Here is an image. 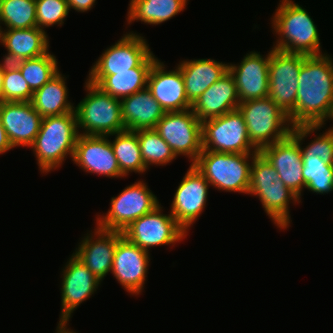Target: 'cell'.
Returning <instances> with one entry per match:
<instances>
[{
	"label": "cell",
	"instance_id": "6da1fadb",
	"mask_svg": "<svg viewBox=\"0 0 333 333\" xmlns=\"http://www.w3.org/2000/svg\"><path fill=\"white\" fill-rule=\"evenodd\" d=\"M291 125H324L333 120V60L327 54L304 55Z\"/></svg>",
	"mask_w": 333,
	"mask_h": 333
},
{
	"label": "cell",
	"instance_id": "7a4b0ae2",
	"mask_svg": "<svg viewBox=\"0 0 333 333\" xmlns=\"http://www.w3.org/2000/svg\"><path fill=\"white\" fill-rule=\"evenodd\" d=\"M280 2L272 18V29L279 36L272 49L307 56L321 55L317 26L307 10L291 0Z\"/></svg>",
	"mask_w": 333,
	"mask_h": 333
},
{
	"label": "cell",
	"instance_id": "3957f363",
	"mask_svg": "<svg viewBox=\"0 0 333 333\" xmlns=\"http://www.w3.org/2000/svg\"><path fill=\"white\" fill-rule=\"evenodd\" d=\"M79 134L75 111L43 118L31 146L41 173L59 168L68 155L73 159Z\"/></svg>",
	"mask_w": 333,
	"mask_h": 333
},
{
	"label": "cell",
	"instance_id": "277c9868",
	"mask_svg": "<svg viewBox=\"0 0 333 333\" xmlns=\"http://www.w3.org/2000/svg\"><path fill=\"white\" fill-rule=\"evenodd\" d=\"M255 155L202 150L193 165L210 186L222 191L248 194L250 168Z\"/></svg>",
	"mask_w": 333,
	"mask_h": 333
},
{
	"label": "cell",
	"instance_id": "5b68a950",
	"mask_svg": "<svg viewBox=\"0 0 333 333\" xmlns=\"http://www.w3.org/2000/svg\"><path fill=\"white\" fill-rule=\"evenodd\" d=\"M237 109L244 118L249 139L258 151L291 134L293 126L288 115L268 96L243 101Z\"/></svg>",
	"mask_w": 333,
	"mask_h": 333
},
{
	"label": "cell",
	"instance_id": "8992f818",
	"mask_svg": "<svg viewBox=\"0 0 333 333\" xmlns=\"http://www.w3.org/2000/svg\"><path fill=\"white\" fill-rule=\"evenodd\" d=\"M88 92L75 107L77 128L82 135L111 136L126 130L121 116V99L112 97L88 80L85 82Z\"/></svg>",
	"mask_w": 333,
	"mask_h": 333
},
{
	"label": "cell",
	"instance_id": "52a82bcc",
	"mask_svg": "<svg viewBox=\"0 0 333 333\" xmlns=\"http://www.w3.org/2000/svg\"><path fill=\"white\" fill-rule=\"evenodd\" d=\"M202 148L214 152L257 154L238 109L202 122Z\"/></svg>",
	"mask_w": 333,
	"mask_h": 333
},
{
	"label": "cell",
	"instance_id": "ba28073f",
	"mask_svg": "<svg viewBox=\"0 0 333 333\" xmlns=\"http://www.w3.org/2000/svg\"><path fill=\"white\" fill-rule=\"evenodd\" d=\"M110 204L111 207L105 215L97 216L96 225L102 229L119 232L161 205L142 180L127 186L117 197H112Z\"/></svg>",
	"mask_w": 333,
	"mask_h": 333
},
{
	"label": "cell",
	"instance_id": "9c48e42d",
	"mask_svg": "<svg viewBox=\"0 0 333 333\" xmlns=\"http://www.w3.org/2000/svg\"><path fill=\"white\" fill-rule=\"evenodd\" d=\"M154 130L176 155L187 156L193 165L202 152V122L191 109L166 112Z\"/></svg>",
	"mask_w": 333,
	"mask_h": 333
},
{
	"label": "cell",
	"instance_id": "30bf717a",
	"mask_svg": "<svg viewBox=\"0 0 333 333\" xmlns=\"http://www.w3.org/2000/svg\"><path fill=\"white\" fill-rule=\"evenodd\" d=\"M159 205L150 213L134 220L122 231L123 236L131 243L149 252V248L161 245H174L186 238L187 232L170 214L161 213Z\"/></svg>",
	"mask_w": 333,
	"mask_h": 333
},
{
	"label": "cell",
	"instance_id": "8fae6325",
	"mask_svg": "<svg viewBox=\"0 0 333 333\" xmlns=\"http://www.w3.org/2000/svg\"><path fill=\"white\" fill-rule=\"evenodd\" d=\"M303 61L304 54L270 50L268 97L286 114L295 107Z\"/></svg>",
	"mask_w": 333,
	"mask_h": 333
},
{
	"label": "cell",
	"instance_id": "7c38bea8",
	"mask_svg": "<svg viewBox=\"0 0 333 333\" xmlns=\"http://www.w3.org/2000/svg\"><path fill=\"white\" fill-rule=\"evenodd\" d=\"M209 186L206 178L190 164L170 207L171 215L186 232L201 215L206 205Z\"/></svg>",
	"mask_w": 333,
	"mask_h": 333
},
{
	"label": "cell",
	"instance_id": "4fadbf2b",
	"mask_svg": "<svg viewBox=\"0 0 333 333\" xmlns=\"http://www.w3.org/2000/svg\"><path fill=\"white\" fill-rule=\"evenodd\" d=\"M144 37L129 32L103 52L89 75H115L138 67L152 52Z\"/></svg>",
	"mask_w": 333,
	"mask_h": 333
},
{
	"label": "cell",
	"instance_id": "5bb4252c",
	"mask_svg": "<svg viewBox=\"0 0 333 333\" xmlns=\"http://www.w3.org/2000/svg\"><path fill=\"white\" fill-rule=\"evenodd\" d=\"M149 261V252L122 236L117 241L111 273L124 290L139 295L146 281Z\"/></svg>",
	"mask_w": 333,
	"mask_h": 333
},
{
	"label": "cell",
	"instance_id": "9a60e30c",
	"mask_svg": "<svg viewBox=\"0 0 333 333\" xmlns=\"http://www.w3.org/2000/svg\"><path fill=\"white\" fill-rule=\"evenodd\" d=\"M108 137L79 134L72 161L88 173L110 178L124 177Z\"/></svg>",
	"mask_w": 333,
	"mask_h": 333
},
{
	"label": "cell",
	"instance_id": "2e32d148",
	"mask_svg": "<svg viewBox=\"0 0 333 333\" xmlns=\"http://www.w3.org/2000/svg\"><path fill=\"white\" fill-rule=\"evenodd\" d=\"M276 169L279 179L299 198L304 189L301 145L290 134L259 151Z\"/></svg>",
	"mask_w": 333,
	"mask_h": 333
},
{
	"label": "cell",
	"instance_id": "e0dca14e",
	"mask_svg": "<svg viewBox=\"0 0 333 333\" xmlns=\"http://www.w3.org/2000/svg\"><path fill=\"white\" fill-rule=\"evenodd\" d=\"M63 268L61 288V315L59 320H68L71 313L88 299L101 281L74 254Z\"/></svg>",
	"mask_w": 333,
	"mask_h": 333
},
{
	"label": "cell",
	"instance_id": "ac0fdd59",
	"mask_svg": "<svg viewBox=\"0 0 333 333\" xmlns=\"http://www.w3.org/2000/svg\"><path fill=\"white\" fill-rule=\"evenodd\" d=\"M270 52L263 57L260 52L251 51L238 65L228 63V71L235 80L240 103L269 95Z\"/></svg>",
	"mask_w": 333,
	"mask_h": 333
},
{
	"label": "cell",
	"instance_id": "d6986e66",
	"mask_svg": "<svg viewBox=\"0 0 333 333\" xmlns=\"http://www.w3.org/2000/svg\"><path fill=\"white\" fill-rule=\"evenodd\" d=\"M43 117L31 102L0 103V121L12 147H31L40 130Z\"/></svg>",
	"mask_w": 333,
	"mask_h": 333
},
{
	"label": "cell",
	"instance_id": "ffe728a7",
	"mask_svg": "<svg viewBox=\"0 0 333 333\" xmlns=\"http://www.w3.org/2000/svg\"><path fill=\"white\" fill-rule=\"evenodd\" d=\"M90 234L84 236L73 254L102 282L106 274L111 273L117 241L123 234L98 226Z\"/></svg>",
	"mask_w": 333,
	"mask_h": 333
},
{
	"label": "cell",
	"instance_id": "44dd1931",
	"mask_svg": "<svg viewBox=\"0 0 333 333\" xmlns=\"http://www.w3.org/2000/svg\"><path fill=\"white\" fill-rule=\"evenodd\" d=\"M165 65L156 60L150 68L147 78V88L153 98L162 106L165 112L191 109L188 101L181 70H165Z\"/></svg>",
	"mask_w": 333,
	"mask_h": 333
},
{
	"label": "cell",
	"instance_id": "7402d4cb",
	"mask_svg": "<svg viewBox=\"0 0 333 333\" xmlns=\"http://www.w3.org/2000/svg\"><path fill=\"white\" fill-rule=\"evenodd\" d=\"M240 104L235 80L227 71L191 105L201 122L236 110Z\"/></svg>",
	"mask_w": 333,
	"mask_h": 333
},
{
	"label": "cell",
	"instance_id": "603a6c76",
	"mask_svg": "<svg viewBox=\"0 0 333 333\" xmlns=\"http://www.w3.org/2000/svg\"><path fill=\"white\" fill-rule=\"evenodd\" d=\"M45 30L38 27L28 29H0V43L7 49L4 61L15 63L49 52V39Z\"/></svg>",
	"mask_w": 333,
	"mask_h": 333
},
{
	"label": "cell",
	"instance_id": "cb8c5ba5",
	"mask_svg": "<svg viewBox=\"0 0 333 333\" xmlns=\"http://www.w3.org/2000/svg\"><path fill=\"white\" fill-rule=\"evenodd\" d=\"M165 113L147 87L121 99V116L126 130L154 129Z\"/></svg>",
	"mask_w": 333,
	"mask_h": 333
},
{
	"label": "cell",
	"instance_id": "d4e9b609",
	"mask_svg": "<svg viewBox=\"0 0 333 333\" xmlns=\"http://www.w3.org/2000/svg\"><path fill=\"white\" fill-rule=\"evenodd\" d=\"M157 60L153 52L131 71L115 72V75H88V81L112 97L122 99L147 87L151 66Z\"/></svg>",
	"mask_w": 333,
	"mask_h": 333
},
{
	"label": "cell",
	"instance_id": "484cf974",
	"mask_svg": "<svg viewBox=\"0 0 333 333\" xmlns=\"http://www.w3.org/2000/svg\"><path fill=\"white\" fill-rule=\"evenodd\" d=\"M177 67L181 70L186 96L191 104L228 71V64L207 58L184 60Z\"/></svg>",
	"mask_w": 333,
	"mask_h": 333
},
{
	"label": "cell",
	"instance_id": "4316f807",
	"mask_svg": "<svg viewBox=\"0 0 333 333\" xmlns=\"http://www.w3.org/2000/svg\"><path fill=\"white\" fill-rule=\"evenodd\" d=\"M259 198L264 211L280 229L289 227V203H300V198L280 179L268 185H249L248 195Z\"/></svg>",
	"mask_w": 333,
	"mask_h": 333
},
{
	"label": "cell",
	"instance_id": "83f0119b",
	"mask_svg": "<svg viewBox=\"0 0 333 333\" xmlns=\"http://www.w3.org/2000/svg\"><path fill=\"white\" fill-rule=\"evenodd\" d=\"M65 80V77L59 71L33 93L31 103L43 118L75 111L73 104L68 101V89Z\"/></svg>",
	"mask_w": 333,
	"mask_h": 333
},
{
	"label": "cell",
	"instance_id": "f1b7e54d",
	"mask_svg": "<svg viewBox=\"0 0 333 333\" xmlns=\"http://www.w3.org/2000/svg\"><path fill=\"white\" fill-rule=\"evenodd\" d=\"M188 0H130L128 24L141 21L150 25H158L180 13Z\"/></svg>",
	"mask_w": 333,
	"mask_h": 333
},
{
	"label": "cell",
	"instance_id": "f546056e",
	"mask_svg": "<svg viewBox=\"0 0 333 333\" xmlns=\"http://www.w3.org/2000/svg\"><path fill=\"white\" fill-rule=\"evenodd\" d=\"M111 135H115V139L110 142L121 174L127 176L129 172H145L147 168L141 157L136 131L123 130Z\"/></svg>",
	"mask_w": 333,
	"mask_h": 333
},
{
	"label": "cell",
	"instance_id": "4dcf8cb0",
	"mask_svg": "<svg viewBox=\"0 0 333 333\" xmlns=\"http://www.w3.org/2000/svg\"><path fill=\"white\" fill-rule=\"evenodd\" d=\"M14 64L21 71L33 93L60 71L56 57L50 52L38 57L20 60Z\"/></svg>",
	"mask_w": 333,
	"mask_h": 333
},
{
	"label": "cell",
	"instance_id": "1f68e13d",
	"mask_svg": "<svg viewBox=\"0 0 333 333\" xmlns=\"http://www.w3.org/2000/svg\"><path fill=\"white\" fill-rule=\"evenodd\" d=\"M142 160L148 169L149 165L163 166L176 159L171 147L154 129L137 130Z\"/></svg>",
	"mask_w": 333,
	"mask_h": 333
},
{
	"label": "cell",
	"instance_id": "d6a6232c",
	"mask_svg": "<svg viewBox=\"0 0 333 333\" xmlns=\"http://www.w3.org/2000/svg\"><path fill=\"white\" fill-rule=\"evenodd\" d=\"M0 24H5L6 29L37 27L35 0H3L0 6Z\"/></svg>",
	"mask_w": 333,
	"mask_h": 333
},
{
	"label": "cell",
	"instance_id": "836d02e7",
	"mask_svg": "<svg viewBox=\"0 0 333 333\" xmlns=\"http://www.w3.org/2000/svg\"><path fill=\"white\" fill-rule=\"evenodd\" d=\"M321 127L323 125H297L292 128L291 135L301 145L302 155H315L327 164L333 165V127L328 128L322 135L319 134L305 148L302 147V141Z\"/></svg>",
	"mask_w": 333,
	"mask_h": 333
},
{
	"label": "cell",
	"instance_id": "e575fe53",
	"mask_svg": "<svg viewBox=\"0 0 333 333\" xmlns=\"http://www.w3.org/2000/svg\"><path fill=\"white\" fill-rule=\"evenodd\" d=\"M304 188L317 194L333 191V165L315 155H302Z\"/></svg>",
	"mask_w": 333,
	"mask_h": 333
},
{
	"label": "cell",
	"instance_id": "d590c367",
	"mask_svg": "<svg viewBox=\"0 0 333 333\" xmlns=\"http://www.w3.org/2000/svg\"><path fill=\"white\" fill-rule=\"evenodd\" d=\"M33 92L23 78L21 71L14 63L5 61L3 77V101L31 102Z\"/></svg>",
	"mask_w": 333,
	"mask_h": 333
},
{
	"label": "cell",
	"instance_id": "8d00e7d4",
	"mask_svg": "<svg viewBox=\"0 0 333 333\" xmlns=\"http://www.w3.org/2000/svg\"><path fill=\"white\" fill-rule=\"evenodd\" d=\"M35 2L38 28L45 30L44 28L56 24L63 25L70 10L66 0H35Z\"/></svg>",
	"mask_w": 333,
	"mask_h": 333
},
{
	"label": "cell",
	"instance_id": "74e56055",
	"mask_svg": "<svg viewBox=\"0 0 333 333\" xmlns=\"http://www.w3.org/2000/svg\"><path fill=\"white\" fill-rule=\"evenodd\" d=\"M279 180L276 169L258 152L252 160L249 185H268Z\"/></svg>",
	"mask_w": 333,
	"mask_h": 333
},
{
	"label": "cell",
	"instance_id": "f35d334b",
	"mask_svg": "<svg viewBox=\"0 0 333 333\" xmlns=\"http://www.w3.org/2000/svg\"><path fill=\"white\" fill-rule=\"evenodd\" d=\"M69 9H74L78 12H86L92 9L96 0H66Z\"/></svg>",
	"mask_w": 333,
	"mask_h": 333
},
{
	"label": "cell",
	"instance_id": "ab89813d",
	"mask_svg": "<svg viewBox=\"0 0 333 333\" xmlns=\"http://www.w3.org/2000/svg\"><path fill=\"white\" fill-rule=\"evenodd\" d=\"M11 149H13V147L9 142L6 131L0 121V154H3Z\"/></svg>",
	"mask_w": 333,
	"mask_h": 333
},
{
	"label": "cell",
	"instance_id": "60d3db41",
	"mask_svg": "<svg viewBox=\"0 0 333 333\" xmlns=\"http://www.w3.org/2000/svg\"><path fill=\"white\" fill-rule=\"evenodd\" d=\"M68 320H60L57 326V333H76L71 329L67 328Z\"/></svg>",
	"mask_w": 333,
	"mask_h": 333
},
{
	"label": "cell",
	"instance_id": "b9f144b4",
	"mask_svg": "<svg viewBox=\"0 0 333 333\" xmlns=\"http://www.w3.org/2000/svg\"><path fill=\"white\" fill-rule=\"evenodd\" d=\"M5 71V61L0 63V99L3 101V77Z\"/></svg>",
	"mask_w": 333,
	"mask_h": 333
}]
</instances>
